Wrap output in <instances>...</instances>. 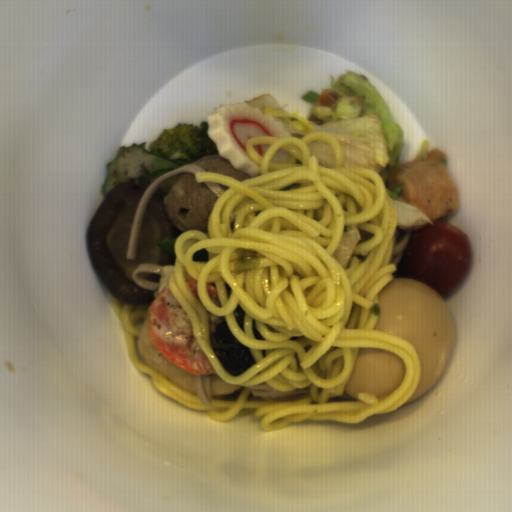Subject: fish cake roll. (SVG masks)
<instances>
[{
	"mask_svg": "<svg viewBox=\"0 0 512 512\" xmlns=\"http://www.w3.org/2000/svg\"><path fill=\"white\" fill-rule=\"evenodd\" d=\"M207 137L215 142L219 156L227 159L235 168L257 177L260 166L249 156L246 143L254 137L292 138L284 123L274 121L252 108L247 102H223L215 106L207 117Z\"/></svg>",
	"mask_w": 512,
	"mask_h": 512,
	"instance_id": "fish-cake-roll-1",
	"label": "fish cake roll"
},
{
	"mask_svg": "<svg viewBox=\"0 0 512 512\" xmlns=\"http://www.w3.org/2000/svg\"><path fill=\"white\" fill-rule=\"evenodd\" d=\"M291 156L292 154L280 148L273 154L270 162L289 163Z\"/></svg>",
	"mask_w": 512,
	"mask_h": 512,
	"instance_id": "fish-cake-roll-2",
	"label": "fish cake roll"
},
{
	"mask_svg": "<svg viewBox=\"0 0 512 512\" xmlns=\"http://www.w3.org/2000/svg\"><path fill=\"white\" fill-rule=\"evenodd\" d=\"M272 145L268 144H254L252 147L255 149V151L260 155L264 156L265 153L270 149Z\"/></svg>",
	"mask_w": 512,
	"mask_h": 512,
	"instance_id": "fish-cake-roll-3",
	"label": "fish cake roll"
}]
</instances>
